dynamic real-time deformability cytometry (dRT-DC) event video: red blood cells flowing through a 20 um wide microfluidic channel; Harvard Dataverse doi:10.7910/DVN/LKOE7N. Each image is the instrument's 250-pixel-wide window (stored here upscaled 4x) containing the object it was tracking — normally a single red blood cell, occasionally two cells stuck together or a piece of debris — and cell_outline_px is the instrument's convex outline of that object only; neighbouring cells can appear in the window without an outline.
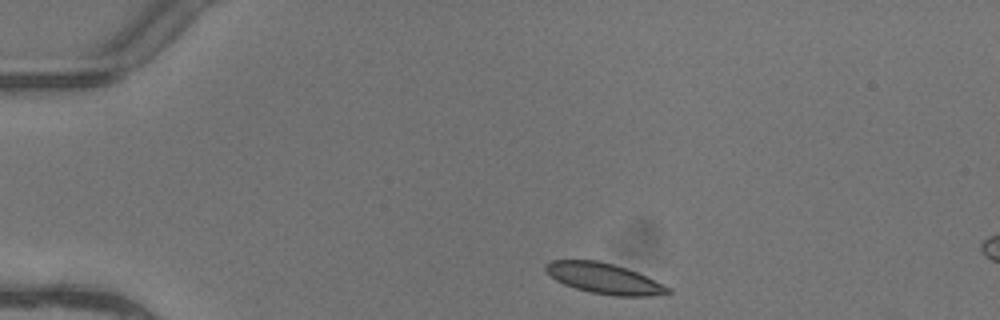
{"species": "common noctule bat (a hibernating species)", "species_latin": "Nyctalus noctula", "temperature_condition": "warm", "stored_images_in_passage": 3, "camera_frame_rate_fps": 3000, "um_per_image_px": 0.085, "animal": {"sex": "female"}, "frame": {"image": 1, "passage_image": 1, "time_ms": 0.0, "image_size_px": [1000, 320], "cell_outline_px": [[672, 292], [652, 296], [616, 296], [592, 292], [576, 288], [564, 284], [556, 280], [544, 268], [544, 264], [548, 260], [600, 260], [636, 272], [664, 284], [672, 288]], "centroid_in_image_um": [51.35, 23.66], "position_along_channel_um": 33.6, "area_um2": 21.62}}